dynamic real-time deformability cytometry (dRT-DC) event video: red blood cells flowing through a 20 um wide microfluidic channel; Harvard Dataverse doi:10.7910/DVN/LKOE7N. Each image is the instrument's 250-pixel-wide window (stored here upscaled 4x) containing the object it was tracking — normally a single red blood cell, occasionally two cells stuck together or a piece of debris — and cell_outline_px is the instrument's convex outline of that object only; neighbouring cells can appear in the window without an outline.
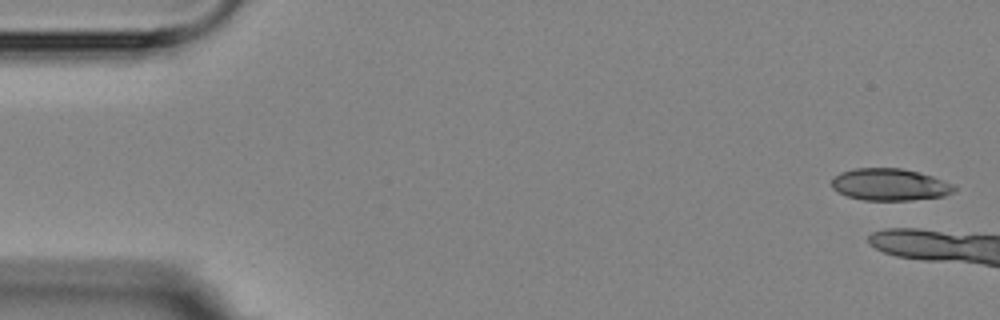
{"species": "Egyptian fruit bat (a non-hibernating species)", "species_latin": "Rousettus aegyptiacus", "temperature_condition": "room temperature", "stored_images_in_passage": 2, "camera_frame_rate_fps": 3000, "um_per_image_px": 0.085, "animal": {"sex": "female"}, "frame": {"image": 1, "passage_image": 1, "time_ms": 0.0, "image_size_px": [1000, 320], "cell_outline_px": [[956, 192], [944, 196], [912, 200], [864, 200], [848, 196], [836, 192], [832, 188], [832, 180], [840, 172], [856, 168], [900, 168], [932, 176], [952, 184], [956, 188]], "centroid_in_image_um": [75.63, 15.7], "position_along_channel_um": 9.4, "area_um2": 22.77}}